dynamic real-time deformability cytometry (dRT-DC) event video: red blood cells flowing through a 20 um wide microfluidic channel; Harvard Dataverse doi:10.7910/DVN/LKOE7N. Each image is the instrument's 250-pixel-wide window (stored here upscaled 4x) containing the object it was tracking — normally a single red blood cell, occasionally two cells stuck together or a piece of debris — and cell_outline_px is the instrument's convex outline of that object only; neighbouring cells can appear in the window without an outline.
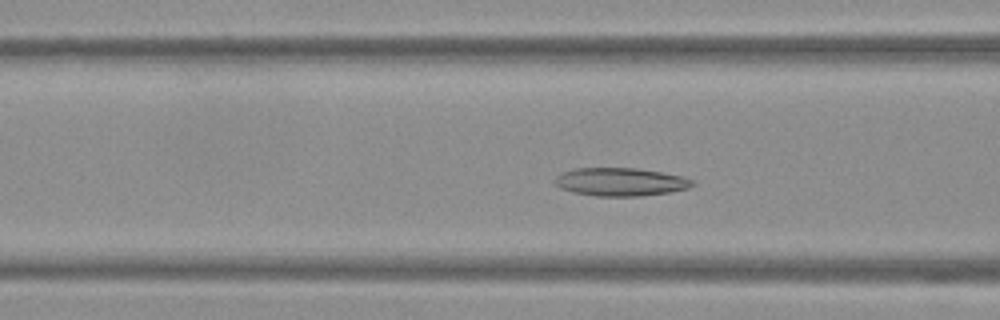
{"species": "Egyptian fruit bat (a non-hibernating species)", "species_latin": "Rousettus aegyptiacus", "temperature_condition": "warm", "stored_images_in_passage": 40, "camera_frame_rate_fps": 3000, "um_per_image_px": 0.085, "frame": {"image": 1, "passage_image": 7, "time_ms": 2.0, "image_size_px": [1000, 320], "cell_outline_px": [[696, 184], [688, 188], [668, 192], [640, 196], [596, 196], [572, 192], [560, 188], [552, 180], [556, 176], [564, 172], [576, 168], [636, 168], [684, 176], [692, 180]], "centroid_in_image_um": [52.73, 15.46], "position_along_channel_um": 113.9, "area_um2": 22.54}}
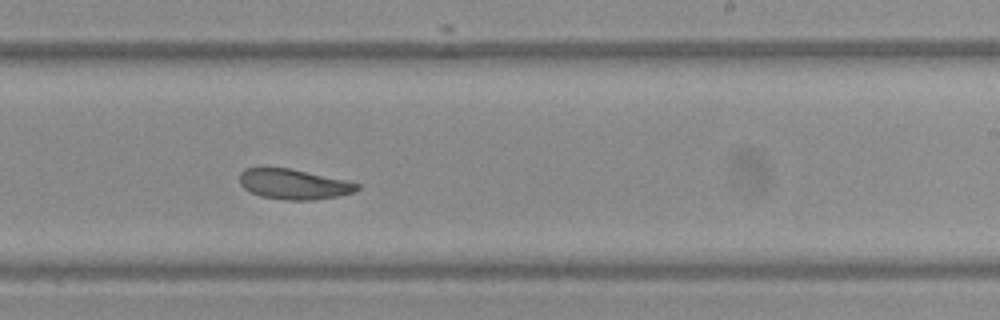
{"frame": {"image": 2, "passage_image": 19, "time_ms": 6.0, "image_size_px": [1000, 320], "cell_outline_px": [[360, 188], [352, 192], [340, 196], [312, 200], [284, 200], [260, 196], [244, 188], [240, 184], [240, 172], [244, 168], [288, 168], [344, 180], [360, 184]], "centroid_in_image_um": [24.95, 15.66], "position_along_channel_um": 264.0, "area_um2": 20.46}}
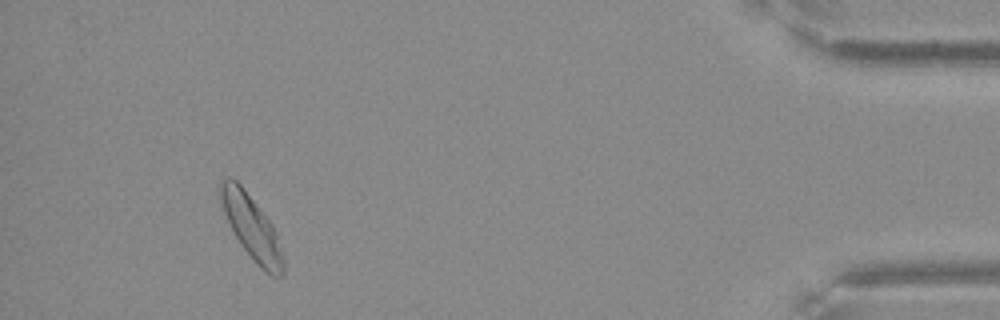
{"frame": {"image": 3, "passage_image": 36, "time_ms": 11.667, "image_size_px": [1000, 320], "cell_outline_px": [[284, 276], [272, 276], [260, 268], [256, 264], [240, 244], [232, 232], [224, 212], [220, 200], [220, 180], [236, 180], [240, 184], [272, 224], [276, 232], [284, 260]], "centroid_in_image_um": [21.4, 19.38], "position_along_channel_um": 413.8, "area_um2": 23.06}}